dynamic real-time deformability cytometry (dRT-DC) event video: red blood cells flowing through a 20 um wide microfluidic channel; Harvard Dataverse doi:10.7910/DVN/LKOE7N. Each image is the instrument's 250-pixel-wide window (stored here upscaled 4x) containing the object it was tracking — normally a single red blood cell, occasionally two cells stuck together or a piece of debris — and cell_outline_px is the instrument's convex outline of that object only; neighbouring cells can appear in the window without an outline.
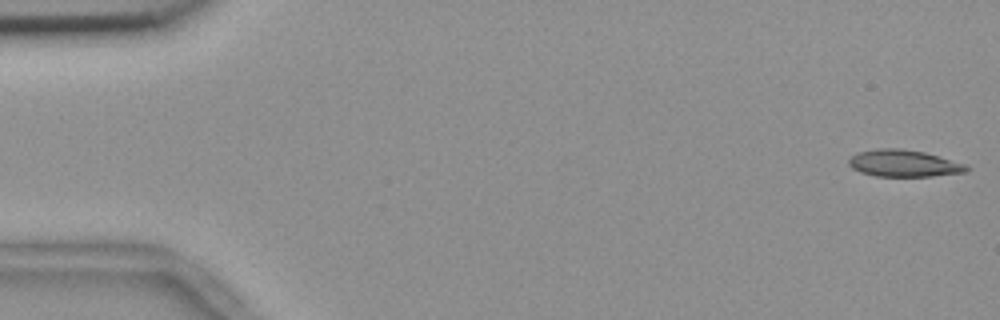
{"species": "common noctule bat (a hibernating species)", "species_latin": "Nyctalus noctula", "temperature_condition": "room temperature", "stored_images_in_passage": 56, "segment_of_instrument_passage": [1, 2], "camera_frame_rate_fps": 3000, "um_per_image_px": 0.085, "animal": {"sex": "female", "body_mass_g": 18.4}, "frame": {"image": 1, "passage_image": 1, "time_ms": 0.0, "image_size_px": [1000, 320], "cell_outline_px": [[972, 168], [968, 172], [932, 176], [876, 176], [860, 172], [852, 168], [848, 164], [848, 160], [856, 152], [880, 148], [900, 148], [924, 152], [968, 164]], "centroid_in_image_um": [76.87, 13.88], "position_along_channel_um": 8.1, "area_um2": 18.67}}
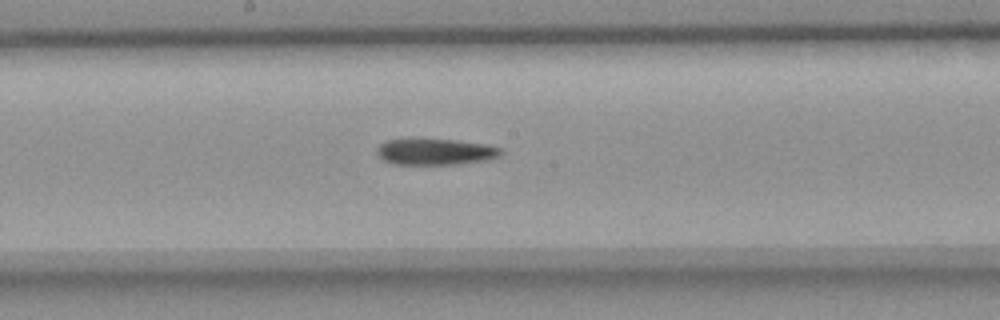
{"frame": {"image": 2, "passage_image": 29, "time_ms": 9.333, "image_size_px": [1000, 320], "cell_outline_px": [[500, 156], [488, 160], [460, 164], [392, 164], [384, 160], [376, 152], [376, 148], [380, 144], [388, 140], [412, 136], [456, 140], [488, 144], [500, 148]], "centroid_in_image_um": [36.96, 12.86], "position_along_channel_um": 211.2, "area_um2": 19.71}}
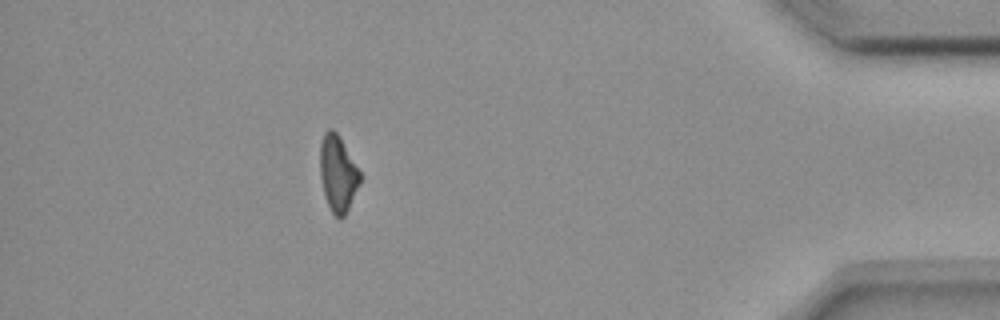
{"frame": {"image": 3, "passage_image": 49, "time_ms": 16.0, "image_size_px": [1000, 320], "cell_outline_px": [[360, 184], [344, 216], [340, 220], [332, 212], [324, 196], [320, 176], [320, 144], [324, 132], [328, 128], [332, 128], [336, 132], [360, 172]], "centroid_in_image_um": [28.69, 14.76], "position_along_channel_um": 406.5, "area_um2": 17.51}}